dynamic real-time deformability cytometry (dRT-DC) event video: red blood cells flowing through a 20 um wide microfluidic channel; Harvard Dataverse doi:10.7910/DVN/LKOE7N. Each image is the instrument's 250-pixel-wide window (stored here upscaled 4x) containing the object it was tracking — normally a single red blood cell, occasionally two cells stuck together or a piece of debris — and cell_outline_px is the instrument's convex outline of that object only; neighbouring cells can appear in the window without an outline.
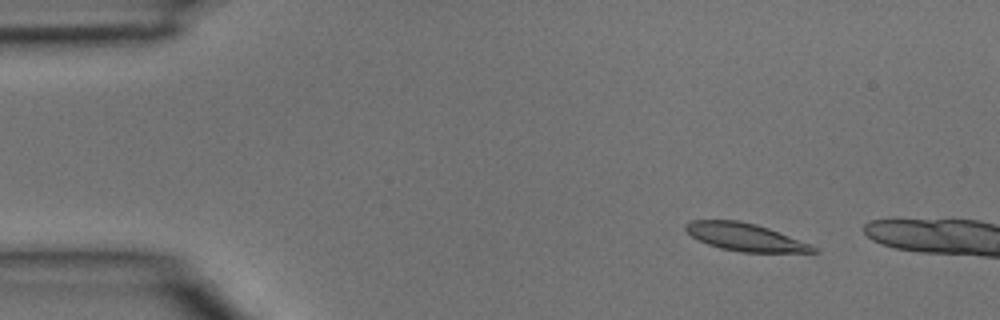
{"species": "common noctule bat (a hibernating species)", "species_latin": "Nyctalus noctula", "temperature_condition": "room temperature", "stored_images_in_passage": 4, "camera_frame_rate_fps": 3000, "um_per_image_px": 0.085, "animal": {"sex": "male", "body_mass_g": 15.6}, "frame": {"image": 1, "passage_image": 2, "time_ms": 0.333, "image_size_px": [1000, 320], "cell_outline_px": [[820, 252], [740, 252], [720, 248], [708, 244], [692, 236], [684, 228], [684, 224], [692, 220], [736, 220], [756, 224], [768, 228], [812, 244], [820, 248]], "centroid_in_image_um": [63.38, 20.16], "position_along_channel_um": 21.6, "area_um2": 20.58}}